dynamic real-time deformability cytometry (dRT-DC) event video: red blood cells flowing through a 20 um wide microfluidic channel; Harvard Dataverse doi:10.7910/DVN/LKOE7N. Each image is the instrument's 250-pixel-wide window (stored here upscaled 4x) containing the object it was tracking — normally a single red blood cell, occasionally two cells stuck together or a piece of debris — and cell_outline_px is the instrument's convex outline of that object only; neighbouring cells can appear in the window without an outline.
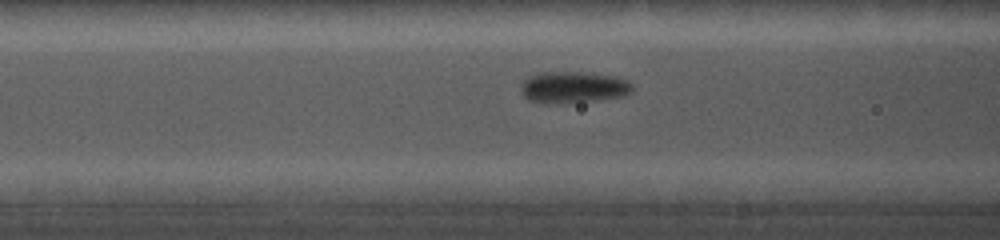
{"species": "common noctule bat (a hibernating species)", "species_latin": "Nyctalus noctula", "temperature_condition": "cold", "stored_images_in_passage": 14, "camera_frame_rate_fps": 5000, "um_per_image_px": 0.085, "animal": {"sex": "female", "body_mass_g": 19.0, "forearm_length_mm": 56.7}, "frame": {"image": 1, "passage_image": 5, "time_ms": 2.4, "image_size_px": [1000, 240], "cell_outline_px": [[632, 92], [624, 96], [596, 100], [548, 104], [544, 104], [528, 100], [524, 96], [520, 88], [520, 84], [528, 76], [540, 72], [580, 72], [616, 76], [628, 80], [632, 84]], "centroid_in_image_um": [48.71, 7.42], "position_along_channel_um": 117.9, "area_um2": 20.69}}